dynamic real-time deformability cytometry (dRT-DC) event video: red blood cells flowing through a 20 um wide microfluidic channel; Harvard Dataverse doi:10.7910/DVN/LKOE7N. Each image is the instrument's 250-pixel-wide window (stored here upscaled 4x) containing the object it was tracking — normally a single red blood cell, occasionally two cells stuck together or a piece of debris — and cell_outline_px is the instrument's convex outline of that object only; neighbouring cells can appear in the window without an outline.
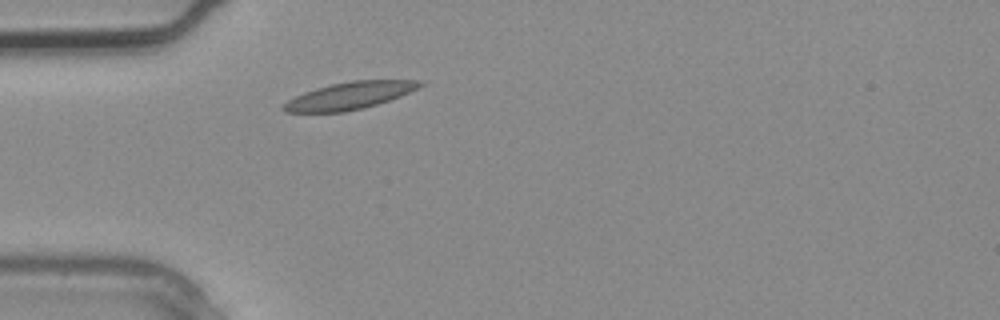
{"species": "common noctule bat (a hibernating species)", "species_latin": "Nyctalus noctula", "temperature_condition": "warm", "stored_images_in_passage": 2, "camera_frame_rate_fps": 3000, "um_per_image_px": 0.085, "animal": {"sex": "male", "body_mass_g": 20.4}, "frame": {"image": 1, "passage_image": 2, "time_ms": 0.333, "image_size_px": [1000, 320], "cell_outline_px": [[424, 84], [400, 96], [364, 108], [344, 112], [288, 112], [280, 108], [288, 100], [304, 92], [316, 88], [332, 84], [352, 80], [420, 80]], "centroid_in_image_um": [29.69, 8.13], "position_along_channel_um": 55.3, "area_um2": 21.33}}